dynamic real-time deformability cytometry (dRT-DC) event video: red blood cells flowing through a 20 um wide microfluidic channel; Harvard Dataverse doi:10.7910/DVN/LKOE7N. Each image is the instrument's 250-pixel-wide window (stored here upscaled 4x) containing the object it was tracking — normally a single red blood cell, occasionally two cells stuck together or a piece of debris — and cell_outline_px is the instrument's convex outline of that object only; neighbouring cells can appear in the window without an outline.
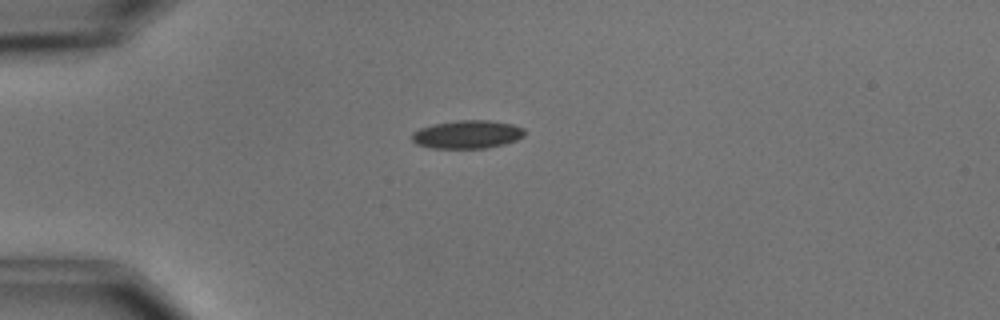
{"species": "common noctule bat (a hibernating species)", "species_latin": "Nyctalus noctula", "temperature_condition": "cold", "stored_images_in_passage": 5, "camera_frame_rate_fps": 3000, "um_per_image_px": 0.085, "animal": {"sex": "male", "body_mass_g": 15.6}, "frame": {"image": 1, "passage_image": 1, "time_ms": 0.0, "image_size_px": [1000, 320], "cell_outline_px": [[524, 136], [516, 140], [504, 144], [488, 148], [432, 148], [416, 144], [412, 140], [412, 132], [420, 128], [432, 124], [456, 120], [488, 120], [512, 124], [524, 128]], "centroid_in_image_um": [39.71, 11.42], "position_along_channel_um": 45.3, "area_um2": 18.61}}
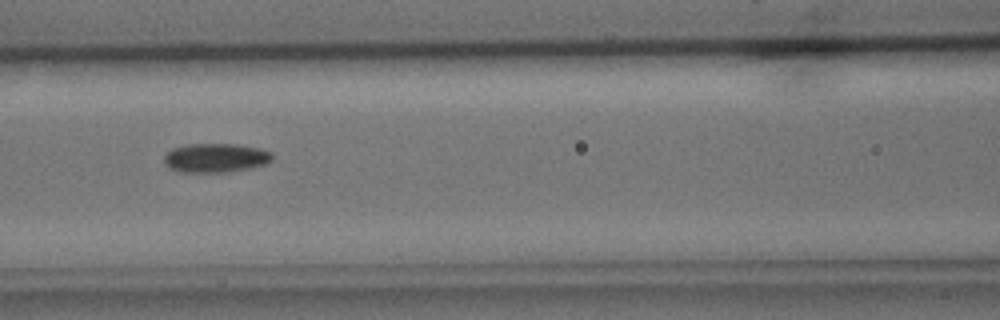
{"frame": {"image": 2, "passage_image": 4, "time_ms": 3.333, "image_size_px": [1000, 320], "cell_outline_px": [[272, 160], [264, 164], [248, 168], [228, 172], [180, 172], [168, 168], [164, 160], [164, 156], [172, 148], [188, 144], [236, 144], [260, 148], [272, 152]], "centroid_in_image_um": [18.31, 13.41], "position_along_channel_um": 148.3, "area_um2": 18.32}}
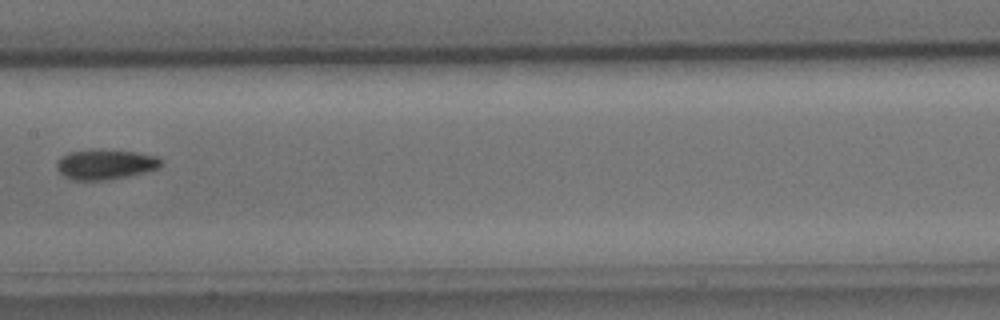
{"frame": {"image": 3, "passage_image": 5, "time_ms": 4.667, "image_size_px": [1000, 320], "cell_outline_px": [[164, 164], [156, 168], [144, 172], [128, 176], [108, 180], [72, 180], [64, 176], [56, 168], [56, 164], [60, 156], [68, 152], [92, 148], [136, 152], [156, 156], [164, 160]], "centroid_in_image_um": [8.93, 13.95], "position_along_channel_um": 198.5, "area_um2": 18.61}}